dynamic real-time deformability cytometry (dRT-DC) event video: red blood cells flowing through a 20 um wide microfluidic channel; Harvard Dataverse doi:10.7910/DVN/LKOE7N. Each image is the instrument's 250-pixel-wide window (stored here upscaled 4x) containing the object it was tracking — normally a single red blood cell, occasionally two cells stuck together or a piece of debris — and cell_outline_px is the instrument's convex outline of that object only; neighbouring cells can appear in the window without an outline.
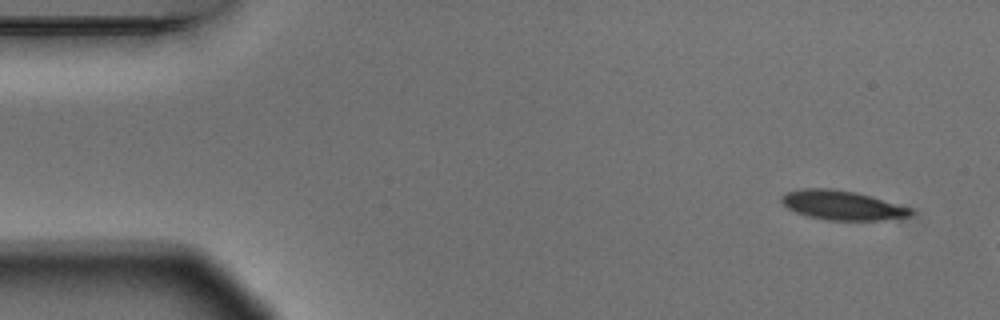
{"species": "Egyptian fruit bat (a non-hibernating species)", "species_latin": "Rousettus aegyptiacus", "temperature_condition": "warm", "stored_images_in_passage": 3, "camera_frame_rate_fps": 3000, "um_per_image_px": 0.085, "animal": {"sex": "male"}, "frame": {"image": 1, "passage_image": 1, "time_ms": 0.0, "image_size_px": [1000, 320], "cell_outline_px": [[912, 216], [880, 220], [828, 220], [808, 216], [796, 212], [788, 208], [780, 200], [780, 196], [784, 192], [800, 188], [832, 188], [856, 192], [872, 196], [912, 208]], "centroid_in_image_um": [71.56, 17.43], "position_along_channel_um": 13.4, "area_um2": 22.25}}